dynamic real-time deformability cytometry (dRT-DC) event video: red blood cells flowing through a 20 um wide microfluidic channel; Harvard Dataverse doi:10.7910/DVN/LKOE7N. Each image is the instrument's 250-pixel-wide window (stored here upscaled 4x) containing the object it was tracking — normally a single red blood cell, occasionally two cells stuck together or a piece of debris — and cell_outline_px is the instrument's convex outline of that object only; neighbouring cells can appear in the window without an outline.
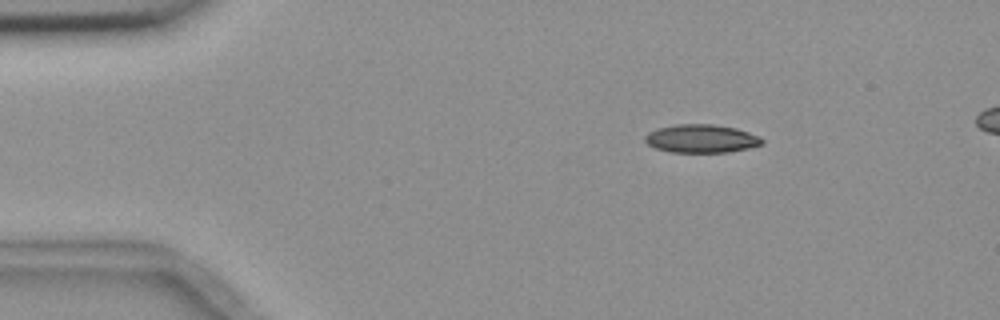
{"species": "common noctule bat (a hibernating species)", "species_latin": "Nyctalus noctula", "temperature_condition": "room temperature", "stored_images_in_passage": 6, "camera_frame_rate_fps": 3000, "um_per_image_px": 0.085, "animal": {"sex": "female", "body_mass_g": 18.4}, "frame": {"image": 1, "passage_image": 6, "time_ms": 6.333, "image_size_px": [1000, 320], "cell_outline_px": [[764, 144], [748, 148], [728, 152], [672, 152], [656, 148], [648, 144], [644, 140], [644, 136], [648, 132], [656, 128], [676, 124], [712, 124], [736, 128], [760, 136], [764, 140]], "centroid_in_image_um": [59.61, 11.77], "position_along_channel_um": 25.4, "area_um2": 19.36}}